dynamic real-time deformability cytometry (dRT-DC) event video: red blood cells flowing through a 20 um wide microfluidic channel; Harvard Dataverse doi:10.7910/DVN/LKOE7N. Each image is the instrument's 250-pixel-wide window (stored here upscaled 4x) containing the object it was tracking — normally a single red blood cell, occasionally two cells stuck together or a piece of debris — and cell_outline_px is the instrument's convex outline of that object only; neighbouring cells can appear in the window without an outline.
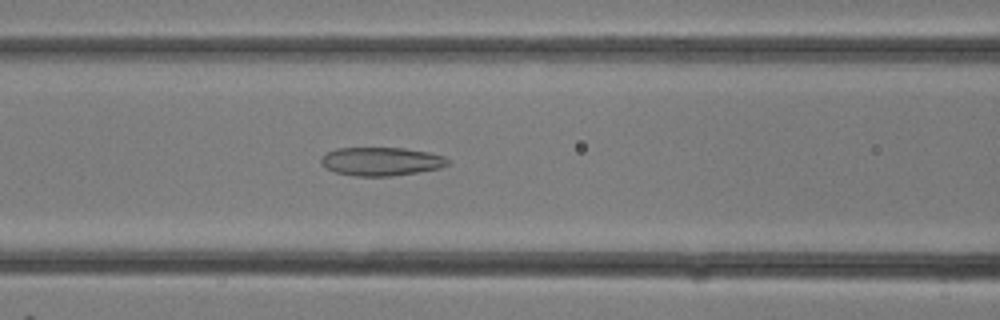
{"species": "common noctule bat (a hibernating species)", "species_latin": "Nyctalus noctula", "temperature_condition": "room temperature", "stored_images_in_passage": 14, "camera_frame_rate_fps": 3000, "um_per_image_px": 0.085, "animal": {"sex": "female"}, "frame": {"image": 1, "passage_image": 12, "time_ms": 3.667, "image_size_px": [1000, 320], "cell_outline_px": [[452, 160], [448, 164], [440, 168], [392, 176], [356, 176], [336, 172], [320, 164], [320, 156], [336, 148], [404, 148], [428, 152], [444, 156]], "centroid_in_image_um": [32.41, 13.71], "position_along_channel_um": 134.2, "area_um2": 21.04}}
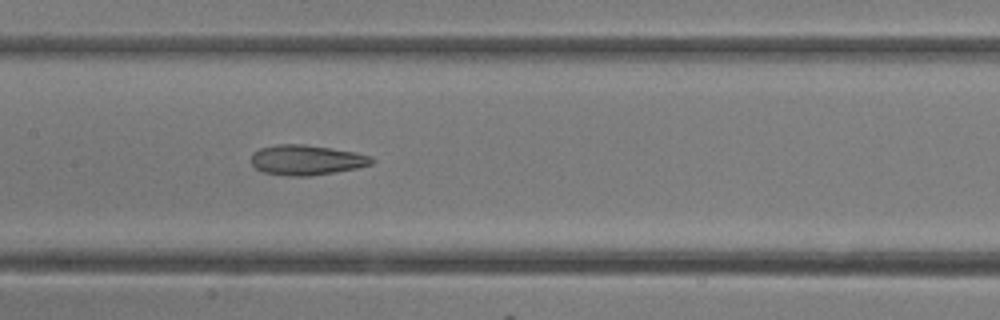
{"frame": {"image": 2, "passage_image": 14, "time_ms": 4.333, "image_size_px": [1000, 320], "cell_outline_px": [[376, 160], [372, 164], [360, 168], [336, 172], [308, 176], [288, 176], [264, 172], [256, 168], [252, 164], [252, 152], [260, 148], [276, 144], [304, 144], [332, 148], [356, 152], [368, 156]], "centroid_in_image_um": [26.07, 13.6], "position_along_channel_um": 181.3, "area_um2": 21.27}}